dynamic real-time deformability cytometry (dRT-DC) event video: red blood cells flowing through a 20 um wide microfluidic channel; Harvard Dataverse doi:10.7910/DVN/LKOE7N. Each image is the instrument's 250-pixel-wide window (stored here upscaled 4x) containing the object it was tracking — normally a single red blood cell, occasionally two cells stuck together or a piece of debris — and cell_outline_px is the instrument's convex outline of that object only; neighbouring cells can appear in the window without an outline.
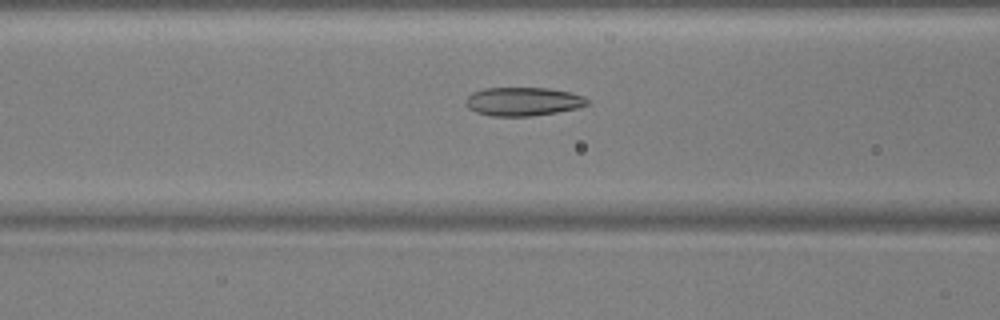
{"species": "common noctule bat (a hibernating species)", "species_latin": "Nyctalus noctula", "temperature_condition": "warm", "stored_images_in_passage": 37, "camera_frame_rate_fps": 3000, "um_per_image_px": 0.085, "animal": {"sex": "male", "body_mass_g": 17.9, "forearm_length_mm": 54.2}, "frame": {"image": 1, "passage_image": 6, "time_ms": 1.667, "image_size_px": [1000, 320], "cell_outline_px": [[588, 104], [576, 108], [556, 112], [532, 116], [492, 116], [476, 112], [468, 108], [464, 104], [464, 100], [472, 92], [484, 88], [548, 88], [568, 92], [584, 96], [588, 100]], "centroid_in_image_um": [44.4, 8.63], "position_along_channel_um": 122.2, "area_um2": 20.23}}
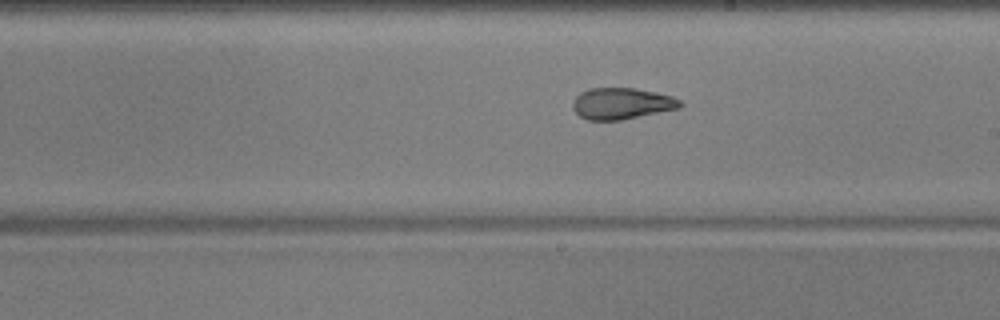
{"frame": {"image": 2, "passage_image": 15, "time_ms": 4.667, "image_size_px": [1000, 320], "cell_outline_px": [[684, 104], [680, 108], [620, 120], [588, 120], [580, 116], [572, 108], [572, 104], [576, 96], [580, 92], [588, 88], [636, 88], [656, 92], [672, 96], [680, 100]], "centroid_in_image_um": [52.84, 8.79], "position_along_channel_um": 236.2, "area_um2": 19.71}}
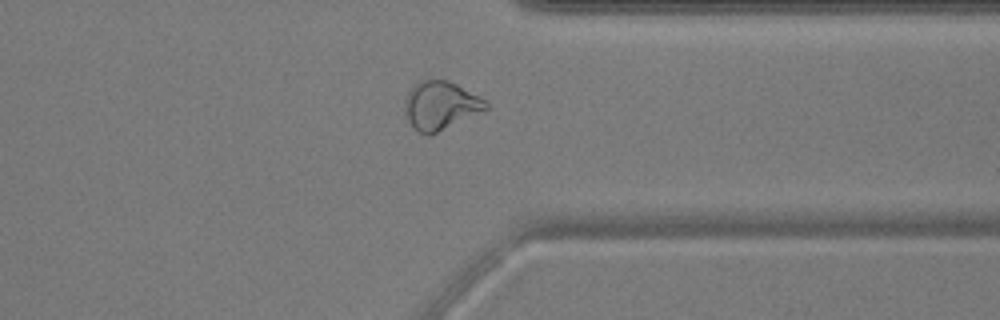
{"frame": {"image": 3, "passage_image": 26, "time_ms": 8.333, "image_size_px": [1000, 320], "cell_outline_px": [[488, 108], [484, 112], [428, 136], [420, 132], [408, 120], [404, 112], [404, 100], [408, 92], [420, 80], [448, 80], [488, 100]], "centroid_in_image_um": [37.48, 8.97], "position_along_channel_um": 373.9, "area_um2": 22.95}, "authors_computed_cell_mechanics": {"area_um2": 20.519, "velocity_mm_per_s": 3.806, "shape_relaxation_time_tau1_ms": null, "shape_relaxation_time_tau2_ms": 1.5434, "deformation_change_tau1": null, "deformation_change_tau2": 0.0658}}